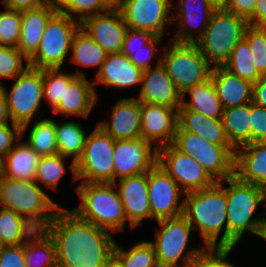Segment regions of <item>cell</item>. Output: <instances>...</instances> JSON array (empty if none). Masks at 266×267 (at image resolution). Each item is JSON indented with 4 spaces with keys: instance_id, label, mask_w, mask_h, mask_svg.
Wrapping results in <instances>:
<instances>
[{
    "instance_id": "6da1fadb",
    "label": "cell",
    "mask_w": 266,
    "mask_h": 267,
    "mask_svg": "<svg viewBox=\"0 0 266 267\" xmlns=\"http://www.w3.org/2000/svg\"><path fill=\"white\" fill-rule=\"evenodd\" d=\"M45 230L56 245L57 267H106L113 258L112 234L73 210L60 207Z\"/></svg>"
},
{
    "instance_id": "7a4b0ae2",
    "label": "cell",
    "mask_w": 266,
    "mask_h": 267,
    "mask_svg": "<svg viewBox=\"0 0 266 267\" xmlns=\"http://www.w3.org/2000/svg\"><path fill=\"white\" fill-rule=\"evenodd\" d=\"M183 200V216L199 231L204 246L227 247L226 192L216 183L208 189L185 193Z\"/></svg>"
},
{
    "instance_id": "3957f363",
    "label": "cell",
    "mask_w": 266,
    "mask_h": 267,
    "mask_svg": "<svg viewBox=\"0 0 266 267\" xmlns=\"http://www.w3.org/2000/svg\"><path fill=\"white\" fill-rule=\"evenodd\" d=\"M224 182L229 187L223 186ZM217 184L226 192L227 247H236L246 231L260 237L265 217L253 215L258 205L264 204L266 189L240 181L235 175Z\"/></svg>"
},
{
    "instance_id": "277c9868",
    "label": "cell",
    "mask_w": 266,
    "mask_h": 267,
    "mask_svg": "<svg viewBox=\"0 0 266 267\" xmlns=\"http://www.w3.org/2000/svg\"><path fill=\"white\" fill-rule=\"evenodd\" d=\"M34 180H15L0 175L1 208L25 217L37 229H45L60 206Z\"/></svg>"
},
{
    "instance_id": "5b68a950",
    "label": "cell",
    "mask_w": 266,
    "mask_h": 267,
    "mask_svg": "<svg viewBox=\"0 0 266 267\" xmlns=\"http://www.w3.org/2000/svg\"><path fill=\"white\" fill-rule=\"evenodd\" d=\"M75 189L81 200L71 210L80 218L111 233L125 229L127 218L114 182L80 183Z\"/></svg>"
},
{
    "instance_id": "8992f818",
    "label": "cell",
    "mask_w": 266,
    "mask_h": 267,
    "mask_svg": "<svg viewBox=\"0 0 266 267\" xmlns=\"http://www.w3.org/2000/svg\"><path fill=\"white\" fill-rule=\"evenodd\" d=\"M248 26L247 20L226 9L214 10L204 34L195 44L212 67L223 66Z\"/></svg>"
},
{
    "instance_id": "52a82bcc",
    "label": "cell",
    "mask_w": 266,
    "mask_h": 267,
    "mask_svg": "<svg viewBox=\"0 0 266 267\" xmlns=\"http://www.w3.org/2000/svg\"><path fill=\"white\" fill-rule=\"evenodd\" d=\"M161 53V64L183 95L189 88L210 78L212 66L195 43L171 41Z\"/></svg>"
},
{
    "instance_id": "ba28073f",
    "label": "cell",
    "mask_w": 266,
    "mask_h": 267,
    "mask_svg": "<svg viewBox=\"0 0 266 267\" xmlns=\"http://www.w3.org/2000/svg\"><path fill=\"white\" fill-rule=\"evenodd\" d=\"M160 229H156L155 242L152 244L159 267H183L193 264L202 249L185 250L193 232L188 220L183 216L157 221ZM186 251L187 254H184ZM182 259V264L179 260Z\"/></svg>"
},
{
    "instance_id": "9c48e42d",
    "label": "cell",
    "mask_w": 266,
    "mask_h": 267,
    "mask_svg": "<svg viewBox=\"0 0 266 267\" xmlns=\"http://www.w3.org/2000/svg\"><path fill=\"white\" fill-rule=\"evenodd\" d=\"M172 145L193 157L216 181L234 176L235 148L210 143L197 134L177 127Z\"/></svg>"
},
{
    "instance_id": "30bf717a",
    "label": "cell",
    "mask_w": 266,
    "mask_h": 267,
    "mask_svg": "<svg viewBox=\"0 0 266 267\" xmlns=\"http://www.w3.org/2000/svg\"><path fill=\"white\" fill-rule=\"evenodd\" d=\"M80 22L61 12H55L46 25L35 55L28 61L34 69L62 68L71 50L74 34Z\"/></svg>"
},
{
    "instance_id": "8fae6325",
    "label": "cell",
    "mask_w": 266,
    "mask_h": 267,
    "mask_svg": "<svg viewBox=\"0 0 266 267\" xmlns=\"http://www.w3.org/2000/svg\"><path fill=\"white\" fill-rule=\"evenodd\" d=\"M114 142L98 125L87 135L82 155L75 163L79 183L114 182Z\"/></svg>"
},
{
    "instance_id": "7c38bea8",
    "label": "cell",
    "mask_w": 266,
    "mask_h": 267,
    "mask_svg": "<svg viewBox=\"0 0 266 267\" xmlns=\"http://www.w3.org/2000/svg\"><path fill=\"white\" fill-rule=\"evenodd\" d=\"M9 92L2 84L9 113L13 123L21 126V137L39 111L43 98V69L28 67L15 78Z\"/></svg>"
},
{
    "instance_id": "4fadbf2b",
    "label": "cell",
    "mask_w": 266,
    "mask_h": 267,
    "mask_svg": "<svg viewBox=\"0 0 266 267\" xmlns=\"http://www.w3.org/2000/svg\"><path fill=\"white\" fill-rule=\"evenodd\" d=\"M157 164L185 193L208 189L217 183L193 157L172 144L157 148Z\"/></svg>"
},
{
    "instance_id": "5bb4252c",
    "label": "cell",
    "mask_w": 266,
    "mask_h": 267,
    "mask_svg": "<svg viewBox=\"0 0 266 267\" xmlns=\"http://www.w3.org/2000/svg\"><path fill=\"white\" fill-rule=\"evenodd\" d=\"M151 218L156 221L183 215L185 192L157 163L147 172Z\"/></svg>"
},
{
    "instance_id": "9a60e30c",
    "label": "cell",
    "mask_w": 266,
    "mask_h": 267,
    "mask_svg": "<svg viewBox=\"0 0 266 267\" xmlns=\"http://www.w3.org/2000/svg\"><path fill=\"white\" fill-rule=\"evenodd\" d=\"M172 6L173 0H124L119 10L128 28L162 38L165 26L173 22Z\"/></svg>"
},
{
    "instance_id": "2e32d148",
    "label": "cell",
    "mask_w": 266,
    "mask_h": 267,
    "mask_svg": "<svg viewBox=\"0 0 266 267\" xmlns=\"http://www.w3.org/2000/svg\"><path fill=\"white\" fill-rule=\"evenodd\" d=\"M142 137L114 142V182L148 172L157 163V147Z\"/></svg>"
},
{
    "instance_id": "e0dca14e",
    "label": "cell",
    "mask_w": 266,
    "mask_h": 267,
    "mask_svg": "<svg viewBox=\"0 0 266 267\" xmlns=\"http://www.w3.org/2000/svg\"><path fill=\"white\" fill-rule=\"evenodd\" d=\"M80 27L107 53H121L128 29L119 8L87 17Z\"/></svg>"
},
{
    "instance_id": "ac0fdd59",
    "label": "cell",
    "mask_w": 266,
    "mask_h": 267,
    "mask_svg": "<svg viewBox=\"0 0 266 267\" xmlns=\"http://www.w3.org/2000/svg\"><path fill=\"white\" fill-rule=\"evenodd\" d=\"M93 82L91 83L83 71L75 74L64 72V93L54 114L77 115L87 118L98 102Z\"/></svg>"
},
{
    "instance_id": "d6986e66",
    "label": "cell",
    "mask_w": 266,
    "mask_h": 267,
    "mask_svg": "<svg viewBox=\"0 0 266 267\" xmlns=\"http://www.w3.org/2000/svg\"><path fill=\"white\" fill-rule=\"evenodd\" d=\"M176 6L179 7L178 10L172 6V10L177 14L172 13V23L178 30L170 40L179 43H195L204 34L214 8L207 0H179ZM192 31L199 35L194 37L195 34Z\"/></svg>"
},
{
    "instance_id": "ffe728a7",
    "label": "cell",
    "mask_w": 266,
    "mask_h": 267,
    "mask_svg": "<svg viewBox=\"0 0 266 267\" xmlns=\"http://www.w3.org/2000/svg\"><path fill=\"white\" fill-rule=\"evenodd\" d=\"M178 127V110L141 102V137L159 148L172 144Z\"/></svg>"
},
{
    "instance_id": "44dd1931",
    "label": "cell",
    "mask_w": 266,
    "mask_h": 267,
    "mask_svg": "<svg viewBox=\"0 0 266 267\" xmlns=\"http://www.w3.org/2000/svg\"><path fill=\"white\" fill-rule=\"evenodd\" d=\"M136 98L140 102L160 104L176 110L182 105V94L161 64V58L155 68L143 70L141 89Z\"/></svg>"
},
{
    "instance_id": "7402d4cb",
    "label": "cell",
    "mask_w": 266,
    "mask_h": 267,
    "mask_svg": "<svg viewBox=\"0 0 266 267\" xmlns=\"http://www.w3.org/2000/svg\"><path fill=\"white\" fill-rule=\"evenodd\" d=\"M114 184L131 228H136L144 219L151 218L147 172L118 179Z\"/></svg>"
},
{
    "instance_id": "603a6c76",
    "label": "cell",
    "mask_w": 266,
    "mask_h": 267,
    "mask_svg": "<svg viewBox=\"0 0 266 267\" xmlns=\"http://www.w3.org/2000/svg\"><path fill=\"white\" fill-rule=\"evenodd\" d=\"M111 121H101V127L114 140L141 137V102L137 98H120L112 107Z\"/></svg>"
},
{
    "instance_id": "cb8c5ba5",
    "label": "cell",
    "mask_w": 266,
    "mask_h": 267,
    "mask_svg": "<svg viewBox=\"0 0 266 267\" xmlns=\"http://www.w3.org/2000/svg\"><path fill=\"white\" fill-rule=\"evenodd\" d=\"M143 70L125 54H107L105 61L97 75L93 79V84H104L111 88L122 89L141 84Z\"/></svg>"
},
{
    "instance_id": "d4e9b609",
    "label": "cell",
    "mask_w": 266,
    "mask_h": 267,
    "mask_svg": "<svg viewBox=\"0 0 266 267\" xmlns=\"http://www.w3.org/2000/svg\"><path fill=\"white\" fill-rule=\"evenodd\" d=\"M234 175L266 189V141L250 142L235 150Z\"/></svg>"
},
{
    "instance_id": "484cf974",
    "label": "cell",
    "mask_w": 266,
    "mask_h": 267,
    "mask_svg": "<svg viewBox=\"0 0 266 267\" xmlns=\"http://www.w3.org/2000/svg\"><path fill=\"white\" fill-rule=\"evenodd\" d=\"M210 78L223 109L252 102V82L229 72L223 66L212 67Z\"/></svg>"
},
{
    "instance_id": "4316f807",
    "label": "cell",
    "mask_w": 266,
    "mask_h": 267,
    "mask_svg": "<svg viewBox=\"0 0 266 267\" xmlns=\"http://www.w3.org/2000/svg\"><path fill=\"white\" fill-rule=\"evenodd\" d=\"M55 13L45 4L21 11L22 25L17 49L29 61L37 52V48L50 17Z\"/></svg>"
},
{
    "instance_id": "83f0119b",
    "label": "cell",
    "mask_w": 266,
    "mask_h": 267,
    "mask_svg": "<svg viewBox=\"0 0 266 267\" xmlns=\"http://www.w3.org/2000/svg\"><path fill=\"white\" fill-rule=\"evenodd\" d=\"M178 127L197 134L210 143L232 146L226 137L221 119L210 118L188 108H179Z\"/></svg>"
},
{
    "instance_id": "f1b7e54d",
    "label": "cell",
    "mask_w": 266,
    "mask_h": 267,
    "mask_svg": "<svg viewBox=\"0 0 266 267\" xmlns=\"http://www.w3.org/2000/svg\"><path fill=\"white\" fill-rule=\"evenodd\" d=\"M1 160V176L15 180L32 181L41 156L28 144L16 142Z\"/></svg>"
},
{
    "instance_id": "f546056e",
    "label": "cell",
    "mask_w": 266,
    "mask_h": 267,
    "mask_svg": "<svg viewBox=\"0 0 266 267\" xmlns=\"http://www.w3.org/2000/svg\"><path fill=\"white\" fill-rule=\"evenodd\" d=\"M221 120L226 137L235 149L251 142V103L223 109Z\"/></svg>"
},
{
    "instance_id": "4dcf8cb0",
    "label": "cell",
    "mask_w": 266,
    "mask_h": 267,
    "mask_svg": "<svg viewBox=\"0 0 266 267\" xmlns=\"http://www.w3.org/2000/svg\"><path fill=\"white\" fill-rule=\"evenodd\" d=\"M79 124L71 120L60 124L55 121L58 154L63 157L72 158L69 168L73 174V181H77L75 163L82 155L87 137L85 130Z\"/></svg>"
},
{
    "instance_id": "1f68e13d",
    "label": "cell",
    "mask_w": 266,
    "mask_h": 267,
    "mask_svg": "<svg viewBox=\"0 0 266 267\" xmlns=\"http://www.w3.org/2000/svg\"><path fill=\"white\" fill-rule=\"evenodd\" d=\"M186 94H190L189 102L184 100ZM179 108H188L214 119H221L223 113V106L211 78L183 93L182 105Z\"/></svg>"
},
{
    "instance_id": "d6a6232c",
    "label": "cell",
    "mask_w": 266,
    "mask_h": 267,
    "mask_svg": "<svg viewBox=\"0 0 266 267\" xmlns=\"http://www.w3.org/2000/svg\"><path fill=\"white\" fill-rule=\"evenodd\" d=\"M26 267H57L56 245L45 229H38L24 243Z\"/></svg>"
},
{
    "instance_id": "836d02e7",
    "label": "cell",
    "mask_w": 266,
    "mask_h": 267,
    "mask_svg": "<svg viewBox=\"0 0 266 267\" xmlns=\"http://www.w3.org/2000/svg\"><path fill=\"white\" fill-rule=\"evenodd\" d=\"M37 230L13 210L0 209V241L3 246L24 244Z\"/></svg>"
},
{
    "instance_id": "e575fe53",
    "label": "cell",
    "mask_w": 266,
    "mask_h": 267,
    "mask_svg": "<svg viewBox=\"0 0 266 267\" xmlns=\"http://www.w3.org/2000/svg\"><path fill=\"white\" fill-rule=\"evenodd\" d=\"M71 51L72 62L85 67H98L96 75L107 56V53L81 27L73 36Z\"/></svg>"
},
{
    "instance_id": "d590c367",
    "label": "cell",
    "mask_w": 266,
    "mask_h": 267,
    "mask_svg": "<svg viewBox=\"0 0 266 267\" xmlns=\"http://www.w3.org/2000/svg\"><path fill=\"white\" fill-rule=\"evenodd\" d=\"M25 143L40 156L57 154L55 120L50 117L36 120Z\"/></svg>"
},
{
    "instance_id": "8d00e7d4",
    "label": "cell",
    "mask_w": 266,
    "mask_h": 267,
    "mask_svg": "<svg viewBox=\"0 0 266 267\" xmlns=\"http://www.w3.org/2000/svg\"><path fill=\"white\" fill-rule=\"evenodd\" d=\"M113 257L122 267H159L150 241H141L128 251L115 242Z\"/></svg>"
},
{
    "instance_id": "74e56055",
    "label": "cell",
    "mask_w": 266,
    "mask_h": 267,
    "mask_svg": "<svg viewBox=\"0 0 266 267\" xmlns=\"http://www.w3.org/2000/svg\"><path fill=\"white\" fill-rule=\"evenodd\" d=\"M229 72L255 83L262 76L256 69L248 43L242 39L234 47L229 60L223 65Z\"/></svg>"
},
{
    "instance_id": "f35d334b",
    "label": "cell",
    "mask_w": 266,
    "mask_h": 267,
    "mask_svg": "<svg viewBox=\"0 0 266 267\" xmlns=\"http://www.w3.org/2000/svg\"><path fill=\"white\" fill-rule=\"evenodd\" d=\"M66 158L67 157H63L58 153L41 156L36 167L34 181L37 184L43 183L47 188L56 191L58 183L67 172L66 165L64 164Z\"/></svg>"
},
{
    "instance_id": "ab89813d",
    "label": "cell",
    "mask_w": 266,
    "mask_h": 267,
    "mask_svg": "<svg viewBox=\"0 0 266 267\" xmlns=\"http://www.w3.org/2000/svg\"><path fill=\"white\" fill-rule=\"evenodd\" d=\"M243 39L248 43L253 63L261 76H266V27L248 26Z\"/></svg>"
},
{
    "instance_id": "60d3db41",
    "label": "cell",
    "mask_w": 266,
    "mask_h": 267,
    "mask_svg": "<svg viewBox=\"0 0 266 267\" xmlns=\"http://www.w3.org/2000/svg\"><path fill=\"white\" fill-rule=\"evenodd\" d=\"M5 9L0 12V45L17 47L21 35V11Z\"/></svg>"
},
{
    "instance_id": "b9f144b4",
    "label": "cell",
    "mask_w": 266,
    "mask_h": 267,
    "mask_svg": "<svg viewBox=\"0 0 266 267\" xmlns=\"http://www.w3.org/2000/svg\"><path fill=\"white\" fill-rule=\"evenodd\" d=\"M23 59L26 60V66L23 65ZM27 58L17 49V47H7L0 45V78L15 79L27 68ZM3 83L0 81V85Z\"/></svg>"
},
{
    "instance_id": "7bdbcfd3",
    "label": "cell",
    "mask_w": 266,
    "mask_h": 267,
    "mask_svg": "<svg viewBox=\"0 0 266 267\" xmlns=\"http://www.w3.org/2000/svg\"><path fill=\"white\" fill-rule=\"evenodd\" d=\"M64 93V72L61 68L43 69V98L52 111L58 106Z\"/></svg>"
},
{
    "instance_id": "ee69618b",
    "label": "cell",
    "mask_w": 266,
    "mask_h": 267,
    "mask_svg": "<svg viewBox=\"0 0 266 267\" xmlns=\"http://www.w3.org/2000/svg\"><path fill=\"white\" fill-rule=\"evenodd\" d=\"M108 9L101 0H71L61 13L81 23L87 17L103 13Z\"/></svg>"
},
{
    "instance_id": "f6af8a7d",
    "label": "cell",
    "mask_w": 266,
    "mask_h": 267,
    "mask_svg": "<svg viewBox=\"0 0 266 267\" xmlns=\"http://www.w3.org/2000/svg\"><path fill=\"white\" fill-rule=\"evenodd\" d=\"M234 247H205L194 262L196 267H235L227 261Z\"/></svg>"
},
{
    "instance_id": "bcb514c9",
    "label": "cell",
    "mask_w": 266,
    "mask_h": 267,
    "mask_svg": "<svg viewBox=\"0 0 266 267\" xmlns=\"http://www.w3.org/2000/svg\"><path fill=\"white\" fill-rule=\"evenodd\" d=\"M162 38L154 37L147 45L145 49H140L139 51H121L134 63L135 66L142 70H146L152 67L151 61L155 56L156 51H158L157 45L160 46Z\"/></svg>"
},
{
    "instance_id": "7dc6e473",
    "label": "cell",
    "mask_w": 266,
    "mask_h": 267,
    "mask_svg": "<svg viewBox=\"0 0 266 267\" xmlns=\"http://www.w3.org/2000/svg\"><path fill=\"white\" fill-rule=\"evenodd\" d=\"M266 141V108L251 102V142Z\"/></svg>"
},
{
    "instance_id": "c3c4849f",
    "label": "cell",
    "mask_w": 266,
    "mask_h": 267,
    "mask_svg": "<svg viewBox=\"0 0 266 267\" xmlns=\"http://www.w3.org/2000/svg\"><path fill=\"white\" fill-rule=\"evenodd\" d=\"M0 267H26L24 244L1 246Z\"/></svg>"
},
{
    "instance_id": "681fc988",
    "label": "cell",
    "mask_w": 266,
    "mask_h": 267,
    "mask_svg": "<svg viewBox=\"0 0 266 267\" xmlns=\"http://www.w3.org/2000/svg\"><path fill=\"white\" fill-rule=\"evenodd\" d=\"M154 37L150 32L128 28L121 51H139L140 49H145V45Z\"/></svg>"
},
{
    "instance_id": "f907efd6",
    "label": "cell",
    "mask_w": 266,
    "mask_h": 267,
    "mask_svg": "<svg viewBox=\"0 0 266 267\" xmlns=\"http://www.w3.org/2000/svg\"><path fill=\"white\" fill-rule=\"evenodd\" d=\"M0 124V160L14 147L13 144L21 139V126L11 122Z\"/></svg>"
},
{
    "instance_id": "816d5d0a",
    "label": "cell",
    "mask_w": 266,
    "mask_h": 267,
    "mask_svg": "<svg viewBox=\"0 0 266 267\" xmlns=\"http://www.w3.org/2000/svg\"><path fill=\"white\" fill-rule=\"evenodd\" d=\"M256 0H230L227 11L248 20L254 13Z\"/></svg>"
},
{
    "instance_id": "f5cc1de1",
    "label": "cell",
    "mask_w": 266,
    "mask_h": 267,
    "mask_svg": "<svg viewBox=\"0 0 266 267\" xmlns=\"http://www.w3.org/2000/svg\"><path fill=\"white\" fill-rule=\"evenodd\" d=\"M247 22L249 26L266 27V0H256L254 13Z\"/></svg>"
},
{
    "instance_id": "db71d44e",
    "label": "cell",
    "mask_w": 266,
    "mask_h": 267,
    "mask_svg": "<svg viewBox=\"0 0 266 267\" xmlns=\"http://www.w3.org/2000/svg\"><path fill=\"white\" fill-rule=\"evenodd\" d=\"M252 102L266 108V76L253 83Z\"/></svg>"
},
{
    "instance_id": "11a10c76",
    "label": "cell",
    "mask_w": 266,
    "mask_h": 267,
    "mask_svg": "<svg viewBox=\"0 0 266 267\" xmlns=\"http://www.w3.org/2000/svg\"><path fill=\"white\" fill-rule=\"evenodd\" d=\"M5 8L16 11L34 9L43 4V0H1Z\"/></svg>"
},
{
    "instance_id": "9f6ffc18",
    "label": "cell",
    "mask_w": 266,
    "mask_h": 267,
    "mask_svg": "<svg viewBox=\"0 0 266 267\" xmlns=\"http://www.w3.org/2000/svg\"><path fill=\"white\" fill-rule=\"evenodd\" d=\"M9 121L12 122L6 98L0 85V124H9Z\"/></svg>"
},
{
    "instance_id": "6f0895ef",
    "label": "cell",
    "mask_w": 266,
    "mask_h": 267,
    "mask_svg": "<svg viewBox=\"0 0 266 267\" xmlns=\"http://www.w3.org/2000/svg\"><path fill=\"white\" fill-rule=\"evenodd\" d=\"M71 0H43V4L50 7L55 12H61Z\"/></svg>"
},
{
    "instance_id": "680465c9",
    "label": "cell",
    "mask_w": 266,
    "mask_h": 267,
    "mask_svg": "<svg viewBox=\"0 0 266 267\" xmlns=\"http://www.w3.org/2000/svg\"><path fill=\"white\" fill-rule=\"evenodd\" d=\"M214 10L227 9L230 0H207Z\"/></svg>"
},
{
    "instance_id": "91938a15",
    "label": "cell",
    "mask_w": 266,
    "mask_h": 267,
    "mask_svg": "<svg viewBox=\"0 0 266 267\" xmlns=\"http://www.w3.org/2000/svg\"><path fill=\"white\" fill-rule=\"evenodd\" d=\"M106 267H122L120 263L113 257L108 263Z\"/></svg>"
},
{
    "instance_id": "94428289",
    "label": "cell",
    "mask_w": 266,
    "mask_h": 267,
    "mask_svg": "<svg viewBox=\"0 0 266 267\" xmlns=\"http://www.w3.org/2000/svg\"><path fill=\"white\" fill-rule=\"evenodd\" d=\"M108 8H116V0H101Z\"/></svg>"
},
{
    "instance_id": "6125c7cd",
    "label": "cell",
    "mask_w": 266,
    "mask_h": 267,
    "mask_svg": "<svg viewBox=\"0 0 266 267\" xmlns=\"http://www.w3.org/2000/svg\"><path fill=\"white\" fill-rule=\"evenodd\" d=\"M260 237L266 240V225H263Z\"/></svg>"
},
{
    "instance_id": "be15d7a7",
    "label": "cell",
    "mask_w": 266,
    "mask_h": 267,
    "mask_svg": "<svg viewBox=\"0 0 266 267\" xmlns=\"http://www.w3.org/2000/svg\"><path fill=\"white\" fill-rule=\"evenodd\" d=\"M124 0H116V8H119L120 4L123 2Z\"/></svg>"
},
{
    "instance_id": "e7e4bbea",
    "label": "cell",
    "mask_w": 266,
    "mask_h": 267,
    "mask_svg": "<svg viewBox=\"0 0 266 267\" xmlns=\"http://www.w3.org/2000/svg\"><path fill=\"white\" fill-rule=\"evenodd\" d=\"M265 201H266V192H265ZM266 205V204H264ZM264 216H266V210L263 211ZM264 225H266V218L264 219Z\"/></svg>"
},
{
    "instance_id": "03108f58",
    "label": "cell",
    "mask_w": 266,
    "mask_h": 267,
    "mask_svg": "<svg viewBox=\"0 0 266 267\" xmlns=\"http://www.w3.org/2000/svg\"><path fill=\"white\" fill-rule=\"evenodd\" d=\"M183 267H196L195 264H190V265H187V266H183Z\"/></svg>"
}]
</instances>
